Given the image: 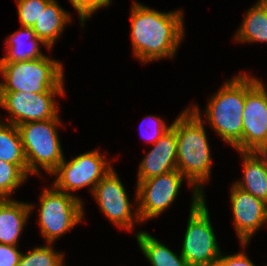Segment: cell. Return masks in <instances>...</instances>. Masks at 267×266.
Listing matches in <instances>:
<instances>
[{
  "mask_svg": "<svg viewBox=\"0 0 267 266\" xmlns=\"http://www.w3.org/2000/svg\"><path fill=\"white\" fill-rule=\"evenodd\" d=\"M174 170H177V137L175 131L170 128L141 161L137 181Z\"/></svg>",
  "mask_w": 267,
  "mask_h": 266,
  "instance_id": "5bb4252c",
  "label": "cell"
},
{
  "mask_svg": "<svg viewBox=\"0 0 267 266\" xmlns=\"http://www.w3.org/2000/svg\"><path fill=\"white\" fill-rule=\"evenodd\" d=\"M60 119L32 121L17 125L27 162L28 175L40 174L41 166L51 174L63 161L64 155L59 142L57 126Z\"/></svg>",
  "mask_w": 267,
  "mask_h": 266,
  "instance_id": "5b68a950",
  "label": "cell"
},
{
  "mask_svg": "<svg viewBox=\"0 0 267 266\" xmlns=\"http://www.w3.org/2000/svg\"><path fill=\"white\" fill-rule=\"evenodd\" d=\"M33 207L13 199H0V243L17 246Z\"/></svg>",
  "mask_w": 267,
  "mask_h": 266,
  "instance_id": "9a60e30c",
  "label": "cell"
},
{
  "mask_svg": "<svg viewBox=\"0 0 267 266\" xmlns=\"http://www.w3.org/2000/svg\"><path fill=\"white\" fill-rule=\"evenodd\" d=\"M0 92H65L63 66L46 55L28 61L0 63Z\"/></svg>",
  "mask_w": 267,
  "mask_h": 266,
  "instance_id": "277c9868",
  "label": "cell"
},
{
  "mask_svg": "<svg viewBox=\"0 0 267 266\" xmlns=\"http://www.w3.org/2000/svg\"><path fill=\"white\" fill-rule=\"evenodd\" d=\"M177 137V170L203 195L211 173V154L198 106L186 108L171 124Z\"/></svg>",
  "mask_w": 267,
  "mask_h": 266,
  "instance_id": "7a4b0ae2",
  "label": "cell"
},
{
  "mask_svg": "<svg viewBox=\"0 0 267 266\" xmlns=\"http://www.w3.org/2000/svg\"><path fill=\"white\" fill-rule=\"evenodd\" d=\"M252 152L267 168V141L258 145Z\"/></svg>",
  "mask_w": 267,
  "mask_h": 266,
  "instance_id": "f1b7e54d",
  "label": "cell"
},
{
  "mask_svg": "<svg viewBox=\"0 0 267 266\" xmlns=\"http://www.w3.org/2000/svg\"><path fill=\"white\" fill-rule=\"evenodd\" d=\"M21 27H33L51 0H16Z\"/></svg>",
  "mask_w": 267,
  "mask_h": 266,
  "instance_id": "cb8c5ba5",
  "label": "cell"
},
{
  "mask_svg": "<svg viewBox=\"0 0 267 266\" xmlns=\"http://www.w3.org/2000/svg\"><path fill=\"white\" fill-rule=\"evenodd\" d=\"M0 160L16 164L27 176L28 168L17 126L0 122Z\"/></svg>",
  "mask_w": 267,
  "mask_h": 266,
  "instance_id": "ffe728a7",
  "label": "cell"
},
{
  "mask_svg": "<svg viewBox=\"0 0 267 266\" xmlns=\"http://www.w3.org/2000/svg\"><path fill=\"white\" fill-rule=\"evenodd\" d=\"M99 151L93 150L74 157L69 162L65 158L51 173L57 177L53 187L62 192L71 194V191L96 184L112 169Z\"/></svg>",
  "mask_w": 267,
  "mask_h": 266,
  "instance_id": "ba28073f",
  "label": "cell"
},
{
  "mask_svg": "<svg viewBox=\"0 0 267 266\" xmlns=\"http://www.w3.org/2000/svg\"><path fill=\"white\" fill-rule=\"evenodd\" d=\"M266 8L267 11V0H259Z\"/></svg>",
  "mask_w": 267,
  "mask_h": 266,
  "instance_id": "f546056e",
  "label": "cell"
},
{
  "mask_svg": "<svg viewBox=\"0 0 267 266\" xmlns=\"http://www.w3.org/2000/svg\"><path fill=\"white\" fill-rule=\"evenodd\" d=\"M69 2L78 11L81 25H83L97 9L107 7L111 0H69Z\"/></svg>",
  "mask_w": 267,
  "mask_h": 266,
  "instance_id": "d4e9b609",
  "label": "cell"
},
{
  "mask_svg": "<svg viewBox=\"0 0 267 266\" xmlns=\"http://www.w3.org/2000/svg\"><path fill=\"white\" fill-rule=\"evenodd\" d=\"M258 81L247 74H238L224 83L205 110L210 126L239 152H242L245 96Z\"/></svg>",
  "mask_w": 267,
  "mask_h": 266,
  "instance_id": "3957f363",
  "label": "cell"
},
{
  "mask_svg": "<svg viewBox=\"0 0 267 266\" xmlns=\"http://www.w3.org/2000/svg\"><path fill=\"white\" fill-rule=\"evenodd\" d=\"M189 220L181 250L189 266H211L220 255L204 195L193 188Z\"/></svg>",
  "mask_w": 267,
  "mask_h": 266,
  "instance_id": "8992f818",
  "label": "cell"
},
{
  "mask_svg": "<svg viewBox=\"0 0 267 266\" xmlns=\"http://www.w3.org/2000/svg\"><path fill=\"white\" fill-rule=\"evenodd\" d=\"M49 245L22 253L17 266H65L63 265L64 254L57 253L52 249L51 244Z\"/></svg>",
  "mask_w": 267,
  "mask_h": 266,
  "instance_id": "7402d4cb",
  "label": "cell"
},
{
  "mask_svg": "<svg viewBox=\"0 0 267 266\" xmlns=\"http://www.w3.org/2000/svg\"><path fill=\"white\" fill-rule=\"evenodd\" d=\"M211 266H255L244 252L219 256Z\"/></svg>",
  "mask_w": 267,
  "mask_h": 266,
  "instance_id": "83f0119b",
  "label": "cell"
},
{
  "mask_svg": "<svg viewBox=\"0 0 267 266\" xmlns=\"http://www.w3.org/2000/svg\"><path fill=\"white\" fill-rule=\"evenodd\" d=\"M67 23H71V16L57 4L56 0H51L41 11L32 30L36 37L51 49Z\"/></svg>",
  "mask_w": 267,
  "mask_h": 266,
  "instance_id": "2e32d148",
  "label": "cell"
},
{
  "mask_svg": "<svg viewBox=\"0 0 267 266\" xmlns=\"http://www.w3.org/2000/svg\"><path fill=\"white\" fill-rule=\"evenodd\" d=\"M21 254L17 246L0 243V266H17Z\"/></svg>",
  "mask_w": 267,
  "mask_h": 266,
  "instance_id": "4316f807",
  "label": "cell"
},
{
  "mask_svg": "<svg viewBox=\"0 0 267 266\" xmlns=\"http://www.w3.org/2000/svg\"><path fill=\"white\" fill-rule=\"evenodd\" d=\"M146 118H150L154 122V123H152V121L150 120L152 123L151 126L153 127V130L151 129L152 130L151 132H153V133L151 134V132H150L151 135L150 134H147V135L144 134V131L142 132V127H143L142 125H141L142 127H139V129L141 130L142 136H144V138L147 139L148 142H152L153 144H155L164 134H166L168 132V130L171 128V125H169V127L166 126L163 119H161L159 117H155L153 115H149ZM145 123L148 124L147 121ZM149 124H150V122H149ZM148 129H150V127Z\"/></svg>",
  "mask_w": 267,
  "mask_h": 266,
  "instance_id": "484cf974",
  "label": "cell"
},
{
  "mask_svg": "<svg viewBox=\"0 0 267 266\" xmlns=\"http://www.w3.org/2000/svg\"><path fill=\"white\" fill-rule=\"evenodd\" d=\"M235 39L241 42H267V11L259 1L247 11Z\"/></svg>",
  "mask_w": 267,
  "mask_h": 266,
  "instance_id": "44dd1931",
  "label": "cell"
},
{
  "mask_svg": "<svg viewBox=\"0 0 267 266\" xmlns=\"http://www.w3.org/2000/svg\"><path fill=\"white\" fill-rule=\"evenodd\" d=\"M92 195L100 210L120 228L132 230L134 217L124 186L113 168L96 184Z\"/></svg>",
  "mask_w": 267,
  "mask_h": 266,
  "instance_id": "8fae6325",
  "label": "cell"
},
{
  "mask_svg": "<svg viewBox=\"0 0 267 266\" xmlns=\"http://www.w3.org/2000/svg\"><path fill=\"white\" fill-rule=\"evenodd\" d=\"M186 179L178 170L170 171L144 181H137L135 214L137 222L159 216L170 207L178 195L182 180Z\"/></svg>",
  "mask_w": 267,
  "mask_h": 266,
  "instance_id": "9c48e42d",
  "label": "cell"
},
{
  "mask_svg": "<svg viewBox=\"0 0 267 266\" xmlns=\"http://www.w3.org/2000/svg\"><path fill=\"white\" fill-rule=\"evenodd\" d=\"M64 92H0V106L7 110L11 117L9 123L15 126L32 121H44L56 118L57 104L53 97Z\"/></svg>",
  "mask_w": 267,
  "mask_h": 266,
  "instance_id": "30bf717a",
  "label": "cell"
},
{
  "mask_svg": "<svg viewBox=\"0 0 267 266\" xmlns=\"http://www.w3.org/2000/svg\"><path fill=\"white\" fill-rule=\"evenodd\" d=\"M27 177L28 176L16 164L0 160V199H10L9 195L12 194Z\"/></svg>",
  "mask_w": 267,
  "mask_h": 266,
  "instance_id": "603a6c76",
  "label": "cell"
},
{
  "mask_svg": "<svg viewBox=\"0 0 267 266\" xmlns=\"http://www.w3.org/2000/svg\"><path fill=\"white\" fill-rule=\"evenodd\" d=\"M231 206L238 238L245 247L251 236L267 222V203L243 191L235 184L231 189Z\"/></svg>",
  "mask_w": 267,
  "mask_h": 266,
  "instance_id": "4fadbf2b",
  "label": "cell"
},
{
  "mask_svg": "<svg viewBox=\"0 0 267 266\" xmlns=\"http://www.w3.org/2000/svg\"><path fill=\"white\" fill-rule=\"evenodd\" d=\"M26 36L31 43L29 48H25L27 40H23ZM26 41V42H25ZM8 52L6 56L0 58V63H11L15 61H28L32 59H37L45 56L39 50V44H43L48 49H50L41 39L36 37V34L31 27H23L22 30L19 29L15 33L11 34L7 38ZM29 45V44H28Z\"/></svg>",
  "mask_w": 267,
  "mask_h": 266,
  "instance_id": "ac0fdd59",
  "label": "cell"
},
{
  "mask_svg": "<svg viewBox=\"0 0 267 266\" xmlns=\"http://www.w3.org/2000/svg\"><path fill=\"white\" fill-rule=\"evenodd\" d=\"M53 188H45L39 198V226L49 244L71 231L84 215L82 201L78 197Z\"/></svg>",
  "mask_w": 267,
  "mask_h": 266,
  "instance_id": "52a82bcc",
  "label": "cell"
},
{
  "mask_svg": "<svg viewBox=\"0 0 267 266\" xmlns=\"http://www.w3.org/2000/svg\"><path fill=\"white\" fill-rule=\"evenodd\" d=\"M136 237L140 250L143 251L151 266H189L181 254L177 256L154 236L141 231Z\"/></svg>",
  "mask_w": 267,
  "mask_h": 266,
  "instance_id": "d6986e66",
  "label": "cell"
},
{
  "mask_svg": "<svg viewBox=\"0 0 267 266\" xmlns=\"http://www.w3.org/2000/svg\"><path fill=\"white\" fill-rule=\"evenodd\" d=\"M132 7L131 42L135 57L142 63L173 57L184 37L183 13L159 12L138 2Z\"/></svg>",
  "mask_w": 267,
  "mask_h": 266,
  "instance_id": "6da1fadb",
  "label": "cell"
},
{
  "mask_svg": "<svg viewBox=\"0 0 267 266\" xmlns=\"http://www.w3.org/2000/svg\"><path fill=\"white\" fill-rule=\"evenodd\" d=\"M243 156V181L235 185L267 203V168L252 151L240 152Z\"/></svg>",
  "mask_w": 267,
  "mask_h": 266,
  "instance_id": "e0dca14e",
  "label": "cell"
},
{
  "mask_svg": "<svg viewBox=\"0 0 267 266\" xmlns=\"http://www.w3.org/2000/svg\"><path fill=\"white\" fill-rule=\"evenodd\" d=\"M267 141V90L259 80L245 96L242 152Z\"/></svg>",
  "mask_w": 267,
  "mask_h": 266,
  "instance_id": "7c38bea8",
  "label": "cell"
}]
</instances>
